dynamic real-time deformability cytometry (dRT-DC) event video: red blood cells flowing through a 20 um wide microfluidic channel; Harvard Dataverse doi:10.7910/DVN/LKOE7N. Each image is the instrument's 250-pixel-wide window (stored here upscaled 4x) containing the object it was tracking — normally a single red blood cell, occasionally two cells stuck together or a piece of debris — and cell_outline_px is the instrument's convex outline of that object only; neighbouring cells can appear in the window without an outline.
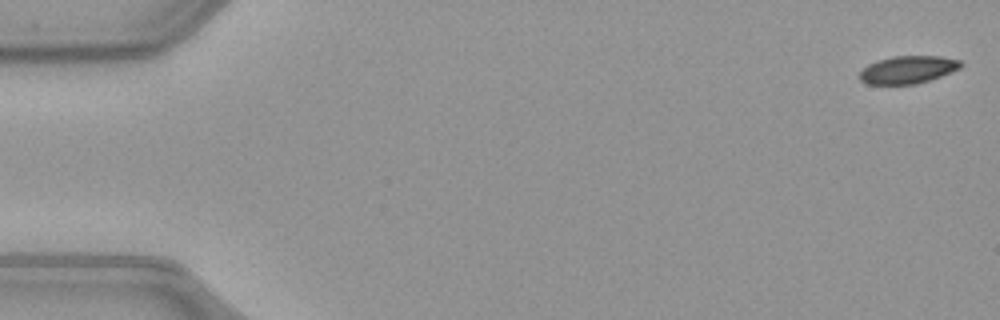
{"species": "common noctule bat (a hibernating species)", "species_latin": "Nyctalus noctula", "temperature_condition": "warm", "stored_images_in_passage": 51, "camera_frame_rate_fps": 3000, "um_per_image_px": 0.085, "animal": {"sex": "female", "body_mass_g": 21.9}, "frame": {"image": 1, "passage_image": 1, "time_ms": 0.0, "image_size_px": [1000, 320], "cell_outline_px": [[964, 64], [960, 68], [940, 76], [916, 84], [868, 84], [860, 80], [860, 72], [868, 64], [876, 60], [892, 56], [940, 56], [960, 60]], "centroid_in_image_um": [77.16, 5.91], "position_along_channel_um": 7.8, "area_um2": 16.24}}
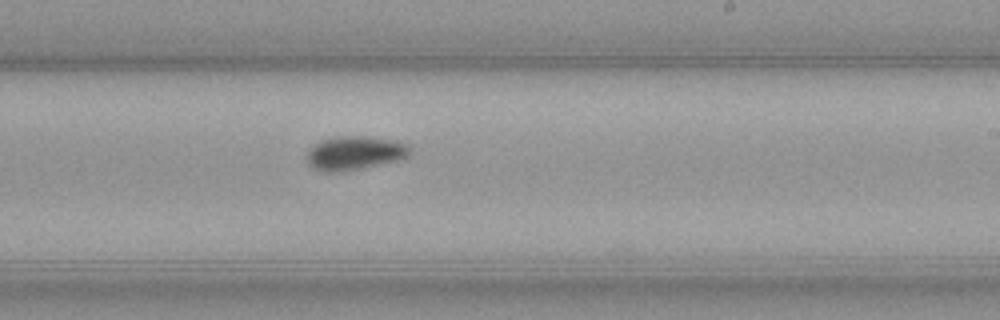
{"frame": {"image": 2, "passage_image": 31, "time_ms": 10.0, "image_size_px": [1000, 320], "cell_outline_px": [[412, 148], [408, 156], [400, 160], [360, 168], [336, 172], [324, 172], [312, 168], [308, 164], [304, 156], [308, 148], [320, 140], [340, 136], [368, 136], [396, 140], [408, 144]], "centroid_in_image_um": [30.12, 12.99], "position_along_channel_um": 258.9, "area_um2": 20.69}}
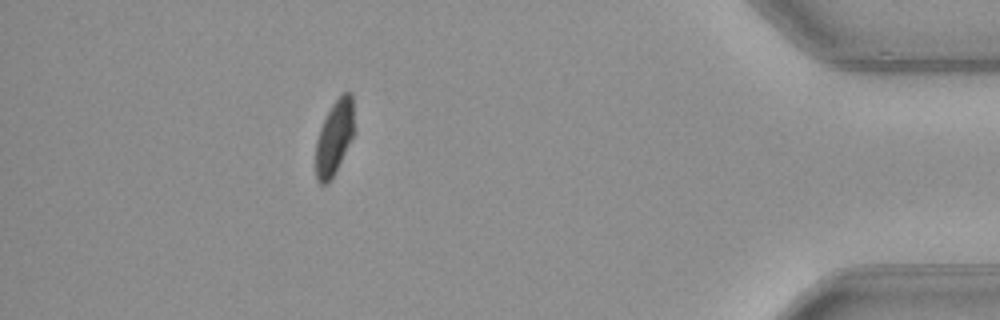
{"frame": {"image": 3, "passage_image": 46, "time_ms": 15.0, "image_size_px": [1000, 320], "cell_outline_px": [[352, 136], [336, 172], [328, 184], [320, 184], [316, 180], [316, 144], [320, 128], [332, 104], [344, 92], [352, 92]], "centroid_in_image_um": [28.39, 11.74], "position_along_channel_um": 406.8, "area_um2": 16.18}, "authors_computed_cell_mechanics": {"area_um2": 18.1492, "velocity_mm_per_s": 4.0135, "shape_relaxation_time_tau1_ms": 8.2791, "shape_relaxation_time_tau2_ms": null, "deformation_change_tau1": 0.1523, "deformation_change_tau2": null}}